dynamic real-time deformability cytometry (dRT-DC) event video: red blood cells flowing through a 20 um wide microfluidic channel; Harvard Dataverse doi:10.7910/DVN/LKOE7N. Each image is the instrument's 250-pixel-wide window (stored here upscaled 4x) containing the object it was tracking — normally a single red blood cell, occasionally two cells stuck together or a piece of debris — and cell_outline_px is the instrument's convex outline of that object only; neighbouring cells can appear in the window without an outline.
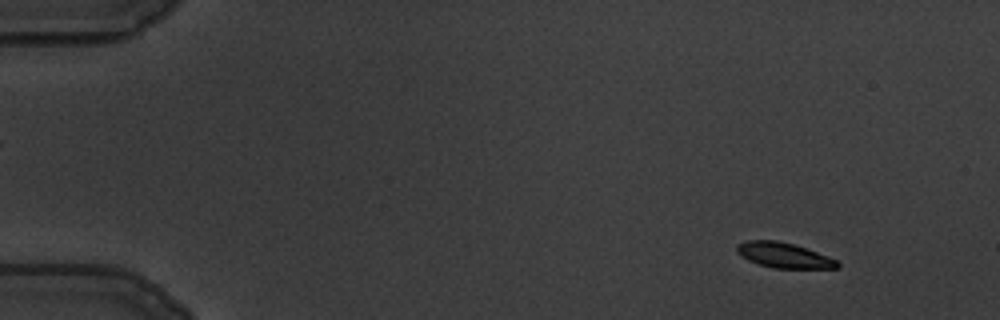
{"species": "common noctule bat (a hibernating species)", "species_latin": "Nyctalus noctula", "temperature_condition": "warm", "stored_images_in_passage": 60, "camera_frame_rate_fps": 3000, "um_per_image_px": 0.085, "animal": {"sex": "male", "body_mass_g": 19.5, "forearm_length_mm": 54.6}, "frame": {"image": 1, "passage_image": 6, "time_ms": 1.667, "image_size_px": [1000, 320], "cell_outline_px": [[840, 268], [772, 268], [748, 260], [736, 252], [736, 244], [748, 240], [776, 240], [792, 244], [828, 256], [836, 260], [840, 264]], "centroid_in_image_um": [66.6, 21.7], "position_along_channel_um": 18.4, "area_um2": 14.62}}
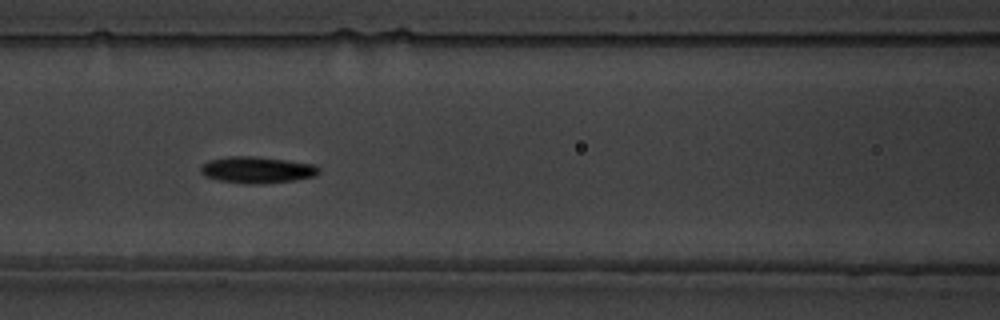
{"frame": {"image": 2, "passage_image": 27, "time_ms": 8.667, "image_size_px": [1000, 320], "cell_outline_px": [[320, 172], [316, 176], [296, 180], [260, 184], [244, 184], [220, 180], [204, 176], [200, 172], [200, 168], [208, 160], [228, 156], [256, 156], [316, 164], [320, 168]], "centroid_in_image_um": [21.88, 14.44], "position_along_channel_um": 144.7, "area_um2": 18.5}}
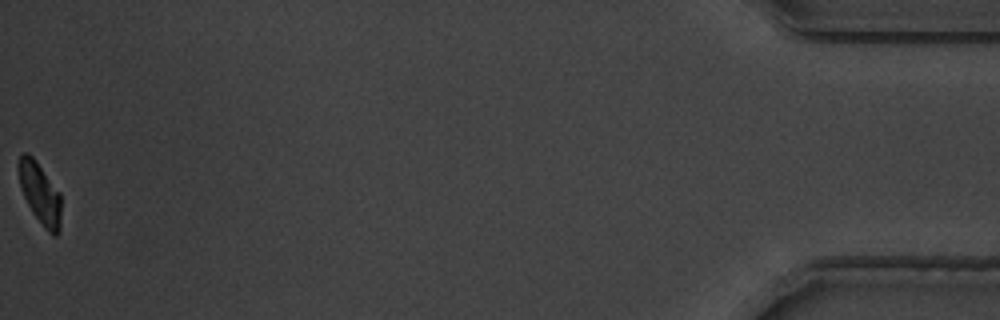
{"frame": {"image": 3, "passage_image": 60, "time_ms": 19.667, "image_size_px": [1000, 320], "cell_outline_px": [[60, 232], [56, 236], [52, 236], [44, 228], [32, 212], [20, 188], [16, 168], [16, 164], [20, 156], [24, 152], [28, 152], [36, 160], [60, 192]], "centroid_in_image_um": [3.37, 16.41], "position_along_channel_um": 431.8, "area_um2": 15.55}, "authors_computed_cell_mechanics": {"area_um2": 16.6753, "velocity_mm_per_s": 3.4406, "shape_relaxation_time_tau1_ms": 2.8678, "shape_relaxation_time_tau2_ms": 6.5708, "deformation_change_tau1": 0.1161, "deformation_change_tau2": 0.1068}}